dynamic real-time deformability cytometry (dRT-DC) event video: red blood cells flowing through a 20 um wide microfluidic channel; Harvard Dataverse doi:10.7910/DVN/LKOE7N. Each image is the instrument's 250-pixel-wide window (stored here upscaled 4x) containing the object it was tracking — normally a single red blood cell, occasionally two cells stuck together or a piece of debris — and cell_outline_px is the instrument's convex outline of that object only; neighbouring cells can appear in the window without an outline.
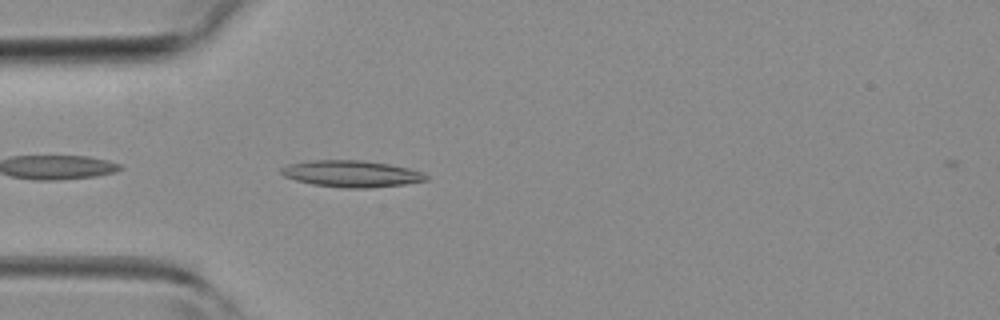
{"species": "common noctule bat (a hibernating species)", "species_latin": "Nyctalus noctula", "temperature_condition": "room temperature", "stored_images_in_passage": 3, "camera_frame_rate_fps": 3000, "um_per_image_px": 0.085, "animal": {"sex": "female", "body_mass_g": 19.3, "forearm_length_mm": 54.1}, "frame": {"image": 1, "passage_image": 2, "time_ms": 0.333, "image_size_px": [1000, 320], "cell_outline_px": [[428, 180], [404, 184], [368, 188], [344, 188], [312, 184], [296, 180], [284, 176], [280, 172], [280, 168], [288, 164], [308, 160], [364, 160], [388, 164], [408, 168], [424, 172], [428, 176]], "centroid_in_image_um": [29.87, 14.76], "position_along_channel_um": 55.1, "area_um2": 22.54}}